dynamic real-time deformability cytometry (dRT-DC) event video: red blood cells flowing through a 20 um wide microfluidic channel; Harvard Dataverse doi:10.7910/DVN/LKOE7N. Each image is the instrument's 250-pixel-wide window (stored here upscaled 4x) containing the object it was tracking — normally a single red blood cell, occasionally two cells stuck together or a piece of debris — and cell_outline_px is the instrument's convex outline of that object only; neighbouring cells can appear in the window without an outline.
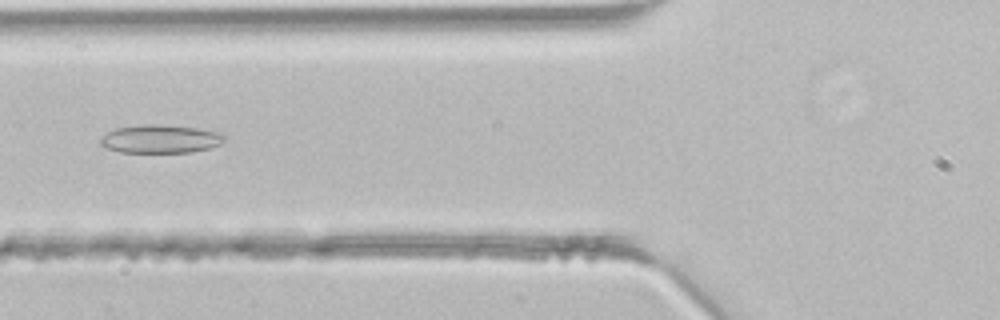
{"species": "common noctule bat (a hibernating species)", "species_latin": "Nyctalus noctula", "temperature_condition": "room temperature", "stored_images_in_passage": 11, "camera_frame_rate_fps": 3000, "um_per_image_px": 0.085, "animal": {"sex": "male", "body_mass_g": 21.5, "forearm_length_mm": 52.0}, "frame": {"image": 1, "passage_image": 4, "time_ms": 1.0, "image_size_px": [1000, 320], "cell_outline_px": [[224, 140], [220, 144], [208, 148], [192, 152], [120, 152], [108, 148], [100, 144], [100, 136], [116, 128], [148, 124], [156, 124], [196, 128], [220, 132], [224, 136]], "centroid_in_image_um": [13.62, 11.81], "position_along_channel_um": 112.2, "area_um2": 20.23}}
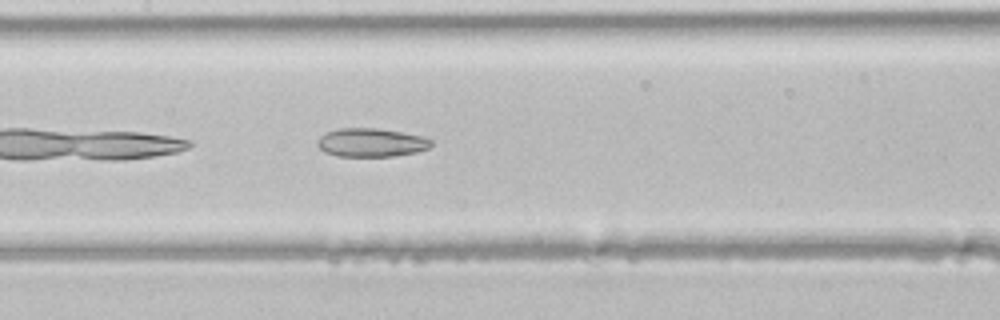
{"frame": {"image": 2, "passage_image": 8, "time_ms": 2.333, "image_size_px": [1000, 320], "cell_outline_px": [[432, 144], [428, 148], [416, 152], [392, 156], [336, 156], [324, 152], [316, 144], [320, 136], [324, 132], [340, 128], [376, 128], [400, 132], [420, 136], [432, 140]], "centroid_in_image_um": [31.5, 12.11], "position_along_channel_um": 175.9, "area_um2": 18.84}}